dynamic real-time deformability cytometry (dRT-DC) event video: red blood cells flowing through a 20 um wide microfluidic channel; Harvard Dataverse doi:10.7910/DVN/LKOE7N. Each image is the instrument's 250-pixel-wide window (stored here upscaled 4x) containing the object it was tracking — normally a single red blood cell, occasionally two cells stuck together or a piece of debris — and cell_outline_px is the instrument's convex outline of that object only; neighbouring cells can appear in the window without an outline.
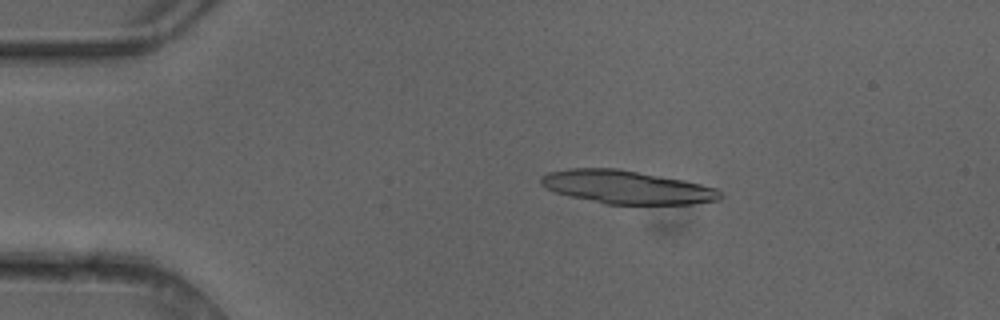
{"species": "common noctule bat (a hibernating species)", "species_latin": "Nyctalus noctula", "temperature_condition": "cold", "stored_images_in_passage": 6, "camera_frame_rate_fps": 3000, "um_per_image_px": 0.085, "animal": {"sex": "female"}, "frame": {"image": 1, "passage_image": 3, "time_ms": 0.667, "image_size_px": [1000, 320], "cell_outline_px": [[724, 196], [720, 200], [692, 204], [604, 204], [556, 192], [540, 184], [540, 176], [548, 172], [568, 168], [616, 168], [680, 180], [700, 184], [716, 188]], "centroid_in_image_um": [53.26, 15.91], "position_along_channel_um": 31.7, "area_um2": 34.45}}
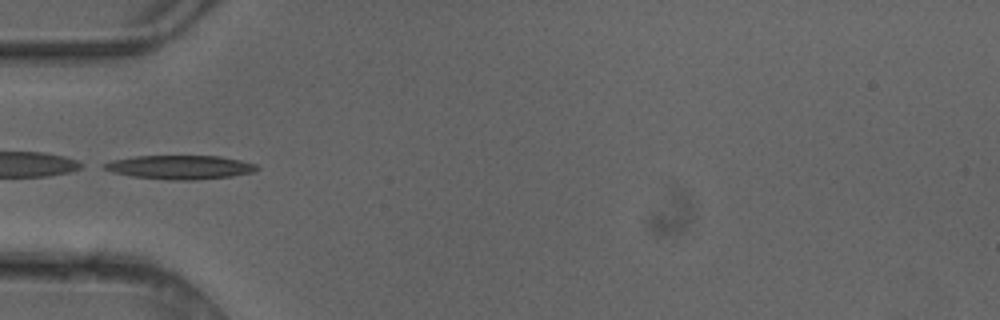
{"frame": {"image": 2, "passage_image": 5, "time_ms": 1.333, "image_size_px": [1000, 320], "cell_outline_px": [[260, 168], [252, 172], [232, 176], [196, 180], [168, 180], [132, 176], [112, 172], [104, 168], [100, 164], [112, 160], [136, 156], [220, 156], [240, 160], [256, 164]], "centroid_in_image_um": [15.29, 14.21], "position_along_channel_um": 69.7, "area_um2": 21.27}}
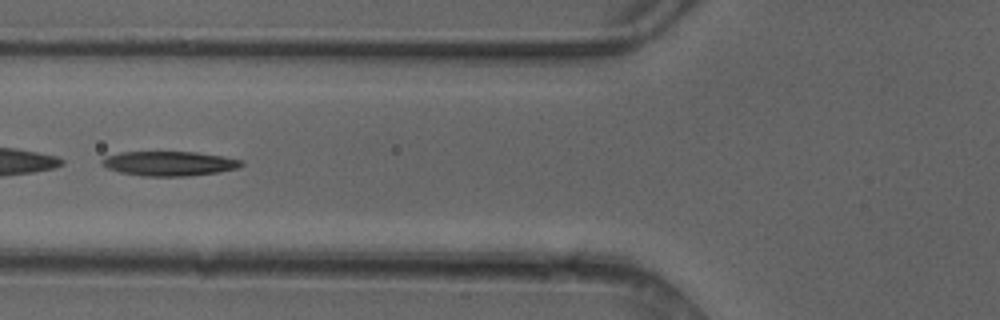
{"frame": {"image": 3, "passage_image": 6, "time_ms": 1.667, "image_size_px": [1000, 320], "cell_outline_px": [[244, 164], [240, 168], [220, 172], [188, 176], [140, 176], [120, 172], [108, 168], [100, 164], [100, 160], [104, 156], [120, 152], [196, 152], [224, 156], [244, 160]], "centroid_in_image_um": [14.41, 13.9], "position_along_channel_um": 111.4, "area_um2": 20.29}}